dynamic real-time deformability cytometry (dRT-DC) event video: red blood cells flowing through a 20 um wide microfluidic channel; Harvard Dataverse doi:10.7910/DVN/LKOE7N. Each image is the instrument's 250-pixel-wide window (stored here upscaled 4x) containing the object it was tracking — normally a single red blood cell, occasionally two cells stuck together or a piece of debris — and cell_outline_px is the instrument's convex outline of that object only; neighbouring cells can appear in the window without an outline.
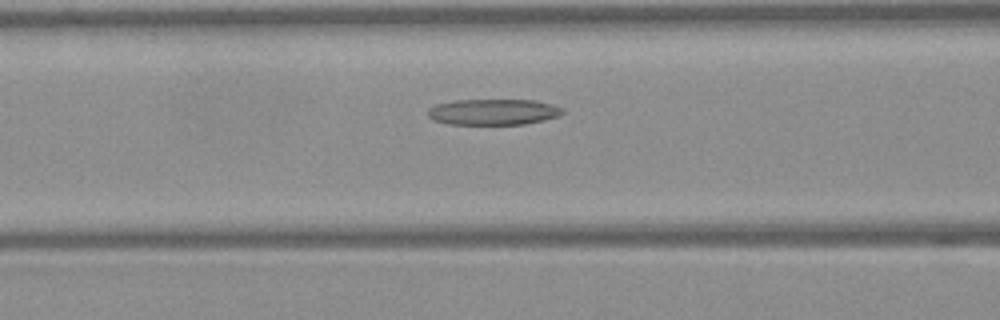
{"species": "Egyptian fruit bat (a non-hibernating species)", "species_latin": "Rousettus aegyptiacus", "temperature_condition": "warm", "stored_images_in_passage": 43, "camera_frame_rate_fps": 3000, "um_per_image_px": 0.085, "frame": {"image": 1, "passage_image": 15, "time_ms": 4.667, "image_size_px": [1000, 320], "cell_outline_px": [[564, 112], [560, 116], [544, 120], [524, 124], [448, 124], [432, 120], [428, 116], [428, 108], [436, 104], [452, 100], [536, 100], [552, 104], [564, 108]], "centroid_in_image_um": [41.93, 9.51], "position_along_channel_um": 124.7, "area_um2": 20.58}}
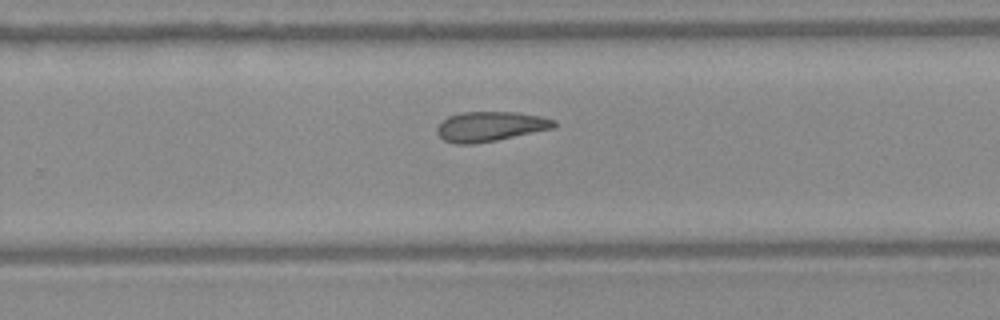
{"frame": {"image": 2, "passage_image": 27, "time_ms": 8.667, "image_size_px": [1000, 320], "cell_outline_px": [[556, 128], [496, 140], [472, 144], [456, 144], [444, 140], [436, 132], [436, 128], [448, 116], [464, 112], [516, 112], [540, 116], [556, 120]], "centroid_in_image_um": [41.7, 10.75], "position_along_channel_um": 288.1, "area_um2": 20.29}}
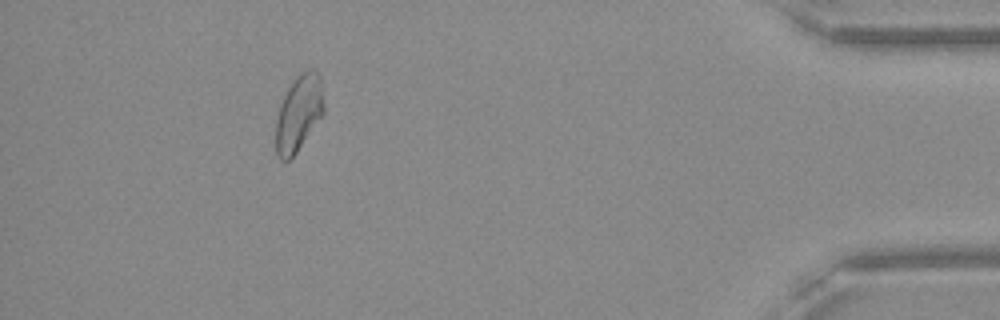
{"frame": {"image": 3, "passage_image": 40, "time_ms": 13.0, "image_size_px": [1000, 320], "cell_outline_px": [[324, 112], [296, 152], [288, 160], [280, 160], [276, 152], [276, 120], [280, 104], [292, 80], [300, 72], [312, 68], [320, 76], [324, 104]], "centroid_in_image_um": [25.38, 9.59], "position_along_channel_um": 409.8, "area_um2": 21.04}}